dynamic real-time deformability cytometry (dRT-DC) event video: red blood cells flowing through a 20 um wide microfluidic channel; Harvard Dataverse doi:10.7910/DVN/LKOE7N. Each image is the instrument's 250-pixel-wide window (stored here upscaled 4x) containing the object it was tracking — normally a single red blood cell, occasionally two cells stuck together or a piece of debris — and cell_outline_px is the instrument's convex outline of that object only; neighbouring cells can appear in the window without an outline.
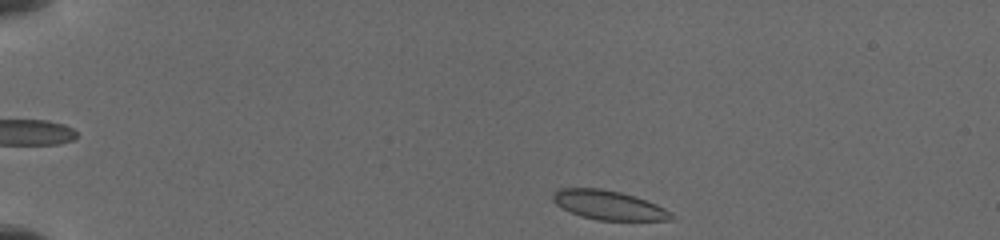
{"species": "common noctule bat (a hibernating species)", "species_latin": "Nyctalus noctula", "temperature_condition": "cold", "stored_images_in_passage": 14, "camera_frame_rate_fps": 3000, "um_per_image_px": 0.085, "animal": {"sex": "female", "body_mass_g": 19.5, "forearm_length_mm": 54.1}, "frame": {"image": 1, "passage_image": 1, "time_ms": 0.0, "image_size_px": [1000, 240], "cell_outline_px": [[676, 216], [672, 220], [596, 220], [580, 216], [556, 204], [552, 200], [552, 196], [560, 188], [600, 188], [620, 192], [656, 204], [664, 208]], "centroid_in_image_um": [51.74, 17.44], "position_along_channel_um": 33.3, "area_um2": 19.88}}
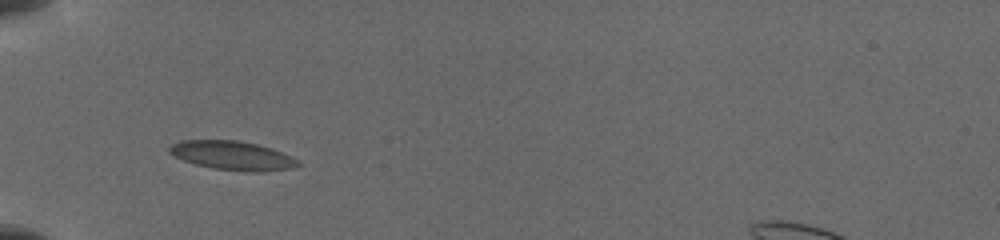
{"frame": {"image": 2, "passage_image": 8, "time_ms": 2.667, "image_size_px": [1000, 240], "cell_outline_px": [[300, 164], [292, 168], [260, 172], [256, 172], [212, 168], [196, 164], [184, 160], [168, 152], [168, 148], [172, 144], [180, 140], [236, 140], [256, 144], [272, 148], [296, 160]], "centroid_in_image_um": [19.71, 13.21], "position_along_channel_um": 65.3, "area_um2": 21.33}}
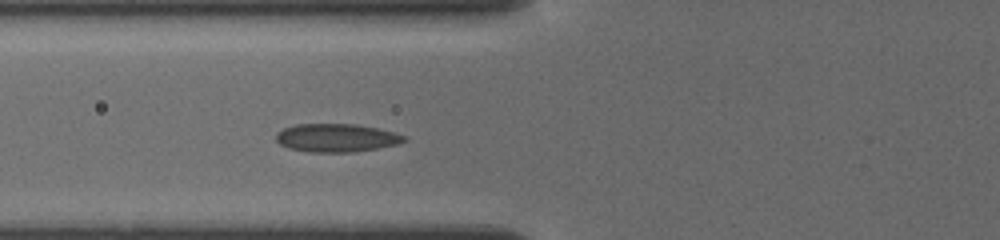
{"frame": {"image": 3, "passage_image": 12, "time_ms": 3.667, "image_size_px": [1000, 240], "cell_outline_px": [[408, 140], [396, 144], [356, 152], [308, 152], [288, 148], [280, 144], [276, 140], [276, 132], [284, 128], [296, 124], [356, 124], [376, 128], [392, 132], [404, 136]], "centroid_in_image_um": [28.55, 11.72], "position_along_channel_um": 97.2, "area_um2": 20.98}}